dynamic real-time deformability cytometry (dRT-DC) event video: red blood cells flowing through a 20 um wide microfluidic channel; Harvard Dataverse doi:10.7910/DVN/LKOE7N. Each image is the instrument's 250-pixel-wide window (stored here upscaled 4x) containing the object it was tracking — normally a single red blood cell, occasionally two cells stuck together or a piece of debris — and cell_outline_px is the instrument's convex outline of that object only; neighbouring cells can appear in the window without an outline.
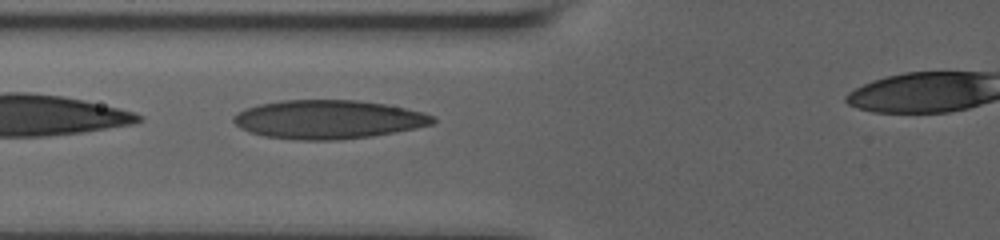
{"species": "human", "species_latin": "Homo sapiens", "temperature_condition": "room temperature", "stored_images_in_passage": 15, "camera_frame_rate_fps": 3000, "um_per_image_px": 0.085, "donor": {"sex": "male"}, "frame": {"image": 1, "passage_image": 3, "time_ms": 1.0, "image_size_px": [1000, 240], "cell_outline_px": [[436, 120], [432, 124], [416, 128], [372, 136], [336, 140], [296, 140], [264, 136], [248, 132], [240, 128], [232, 120], [232, 116], [248, 108], [260, 104], [280, 100], [356, 100], [384, 104], [424, 112], [436, 116]], "centroid_in_image_um": [27.9, 10.16], "position_along_channel_um": 97.9, "area_um2": 44.97}}
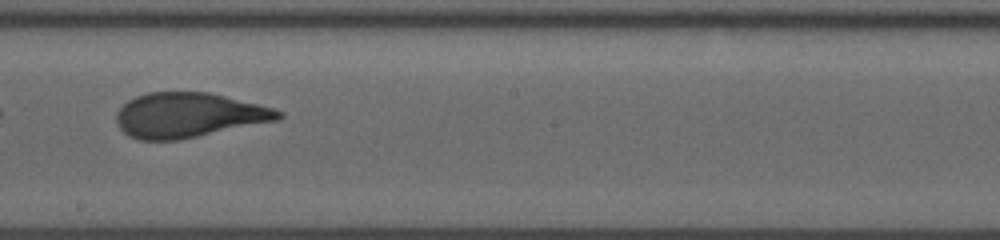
{"frame": {"image": 2, "passage_image": 11, "time_ms": 4.667, "image_size_px": [1000, 240], "cell_outline_px": [[284, 116], [280, 120], [180, 140], [140, 140], [128, 136], [116, 124], [116, 112], [128, 100], [136, 96], [148, 92], [208, 92], [272, 108], [284, 112]], "centroid_in_image_um": [16.02, 9.8], "position_along_channel_um": 232.2, "area_um2": 42.37}}
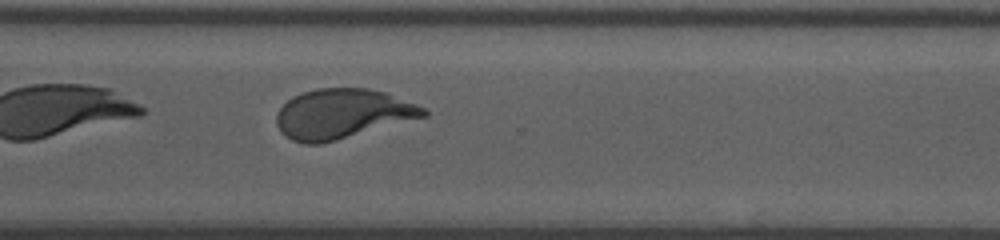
{"frame": {"image": 3, "passage_image": 15, "time_ms": 7.667, "image_size_px": [1000, 240], "cell_outline_px": [[428, 116], [336, 140], [320, 144], [304, 144], [292, 140], [284, 136], [280, 132], [276, 124], [276, 116], [280, 108], [292, 96], [316, 88], [368, 88], [384, 92], [416, 104], [424, 108], [428, 112]], "centroid_in_image_um": [29.07, 9.68], "position_along_channel_um": 341.5, "area_um2": 42.54}}